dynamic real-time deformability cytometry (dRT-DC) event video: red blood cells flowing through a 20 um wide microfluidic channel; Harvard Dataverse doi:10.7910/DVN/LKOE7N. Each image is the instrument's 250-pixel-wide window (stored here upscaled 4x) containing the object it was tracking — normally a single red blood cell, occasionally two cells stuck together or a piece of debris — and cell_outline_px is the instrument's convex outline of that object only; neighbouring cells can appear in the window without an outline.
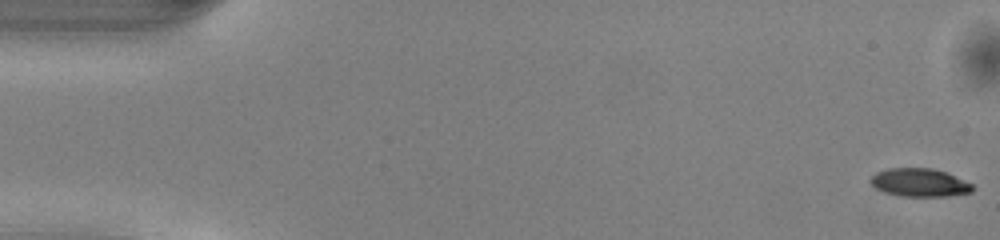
{"species": "common noctule bat (a hibernating species)", "species_latin": "Nyctalus noctula", "temperature_condition": "warm", "stored_images_in_passage": 50, "camera_frame_rate_fps": 3000, "um_per_image_px": 0.085, "animal": {"sex": "male", "body_mass_g": 13.0, "forearm_length_mm": 53.1}, "frame": {"image": 1, "passage_image": 1, "time_ms": 0.0, "image_size_px": [1000, 240], "cell_outline_px": [[972, 192], [948, 196], [900, 196], [884, 192], [876, 188], [868, 180], [876, 172], [888, 168], [932, 168], [944, 172], [972, 184]], "centroid_in_image_um": [78.11, 15.52], "position_along_channel_um": 6.9, "area_um2": 16.59}}
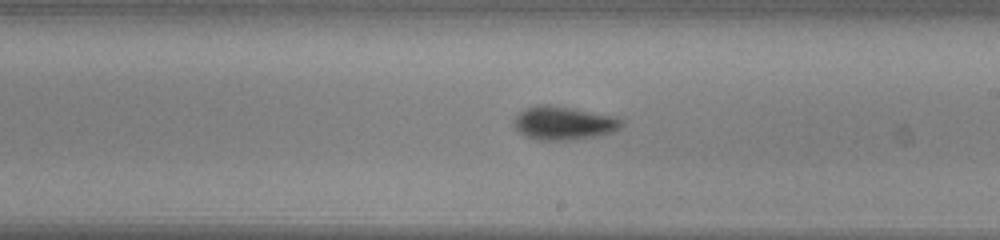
{"frame": {"image": 2, "passage_image": 29, "time_ms": 9.333, "image_size_px": [1000, 240], "cell_outline_px": [[624, 128], [612, 132], [596, 136], [572, 140], [540, 140], [524, 136], [516, 132], [512, 124], [516, 116], [524, 108], [540, 104], [548, 104], [576, 108], [616, 116], [624, 120]], "centroid_in_image_um": [47.93, 10.45], "position_along_channel_um": 241.1, "area_um2": 21.62}}
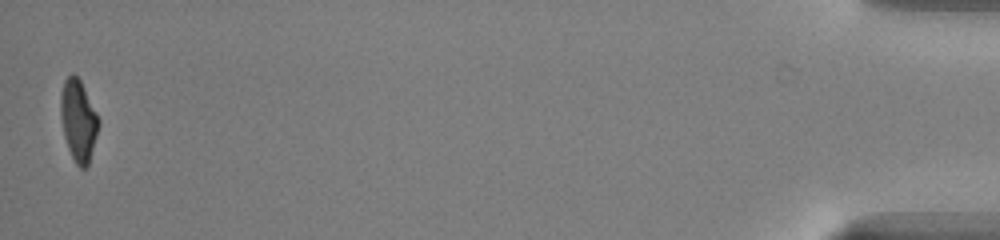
{"frame": {"image": 3, "passage_image": 50, "time_ms": 16.333, "image_size_px": [1000, 240], "cell_outline_px": [[100, 124], [88, 164], [84, 168], [80, 168], [76, 164], [68, 148], [64, 136], [60, 116], [60, 92], [64, 80], [72, 72], [80, 80], [100, 120]], "centroid_in_image_um": [6.64, 10.22], "position_along_channel_um": 428.6, "area_um2": 17.98}, "authors_computed_cell_mechanics": {"area_um2": 18.9006, "velocity_mm_per_s": 4.0965, "shape_relaxation_time_tau1_ms": 2.724, "shape_relaxation_time_tau2_ms": 3.6032, "deformation_change_tau1": 0.1511, "deformation_change_tau2": 0.1009}}